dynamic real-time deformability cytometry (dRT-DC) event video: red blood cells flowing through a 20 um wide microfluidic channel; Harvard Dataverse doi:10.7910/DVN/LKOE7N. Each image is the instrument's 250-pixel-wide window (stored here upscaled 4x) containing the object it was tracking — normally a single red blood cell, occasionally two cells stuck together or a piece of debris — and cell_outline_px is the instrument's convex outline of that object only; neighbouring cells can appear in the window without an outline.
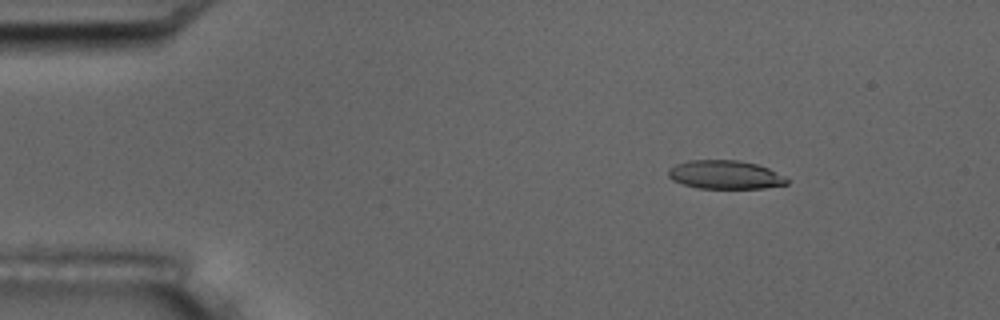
{"species": "common noctule bat (a hibernating species)", "species_latin": "Nyctalus noctula", "temperature_condition": "room temperature", "stored_images_in_passage": 6, "camera_frame_rate_fps": 3000, "um_per_image_px": 0.085, "animal": {"sex": "male", "body_mass_g": 17.5, "forearm_length_mm": 52.3}, "frame": {"image": 1, "passage_image": 3, "time_ms": 2.333, "image_size_px": [1000, 320], "cell_outline_px": [[788, 184], [764, 188], [696, 188], [672, 180], [668, 176], [668, 168], [676, 164], [688, 160], [740, 160], [756, 164], [768, 168], [784, 176], [788, 180]], "centroid_in_image_um": [61.62, 14.85], "position_along_channel_um": 23.4, "area_um2": 19.77}}
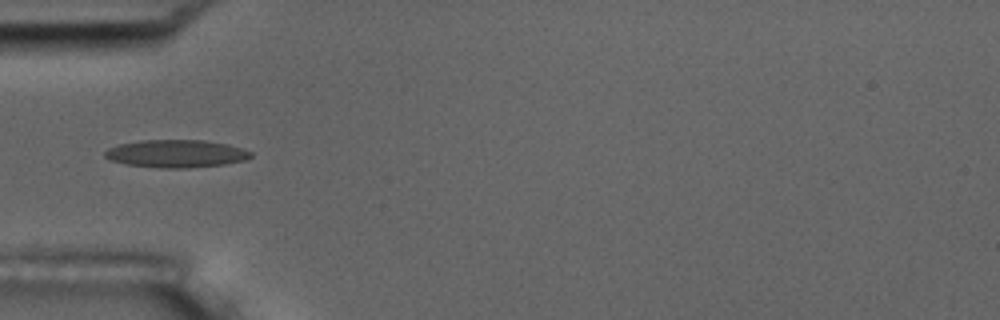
{"frame": {"image": 2, "passage_image": 6, "time_ms": 5.667, "image_size_px": [1000, 320], "cell_outline_px": [[252, 156], [244, 160], [224, 164], [188, 168], [160, 168], [128, 164], [108, 160], [104, 156], [104, 152], [108, 148], [120, 144], [140, 140], [204, 140], [228, 144], [252, 152]], "centroid_in_image_um": [14.95, 13.06], "position_along_channel_um": 70.1, "area_um2": 23.52}}